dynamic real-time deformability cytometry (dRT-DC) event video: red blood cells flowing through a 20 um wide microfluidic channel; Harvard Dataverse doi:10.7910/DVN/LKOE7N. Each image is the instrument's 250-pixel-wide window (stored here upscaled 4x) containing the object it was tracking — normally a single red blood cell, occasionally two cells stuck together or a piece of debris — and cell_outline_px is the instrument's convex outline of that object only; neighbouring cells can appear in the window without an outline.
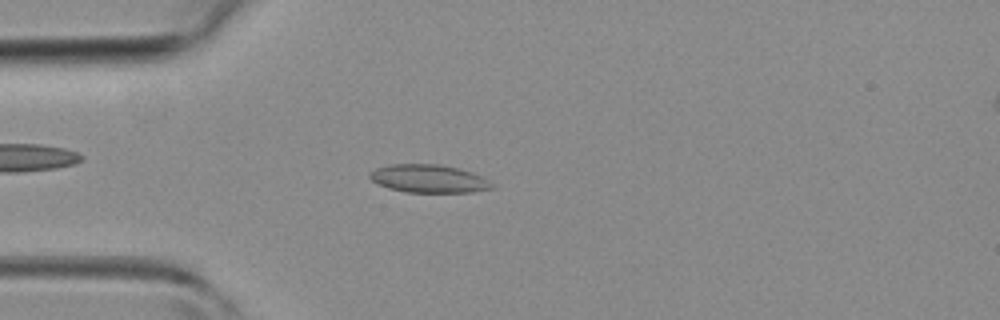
{"species": "common noctule bat (a hibernating species)", "species_latin": "Nyctalus noctula", "temperature_condition": "room temperature", "stored_images_in_passage": 30, "camera_frame_rate_fps": 3000, "um_per_image_px": 0.085, "animal": {"sex": "female", "body_mass_g": 19.3, "forearm_length_mm": 54.1}, "frame": {"image": 1, "passage_image": 5, "time_ms": 1.333, "image_size_px": [1000, 320], "cell_outline_px": [[492, 188], [472, 192], [404, 192], [388, 188], [372, 180], [368, 176], [368, 172], [376, 168], [392, 164], [440, 164], [472, 172], [488, 180], [492, 184]], "centroid_in_image_um": [36.4, 15.18], "position_along_channel_um": 48.6, "area_um2": 19.83}}
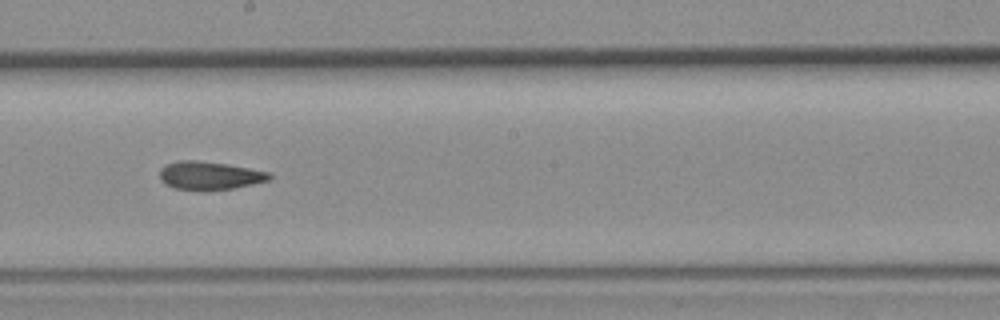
{"frame": {"image": 2, "passage_image": 17, "time_ms": 5.333, "image_size_px": [1000, 320], "cell_outline_px": [[272, 180], [232, 188], [204, 192], [200, 192], [176, 188], [164, 184], [160, 180], [160, 168], [168, 164], [180, 160], [196, 160], [228, 164], [268, 172], [272, 176]], "centroid_in_image_um": [17.8, 14.94], "position_along_channel_um": 230.4, "area_um2": 18.32}}
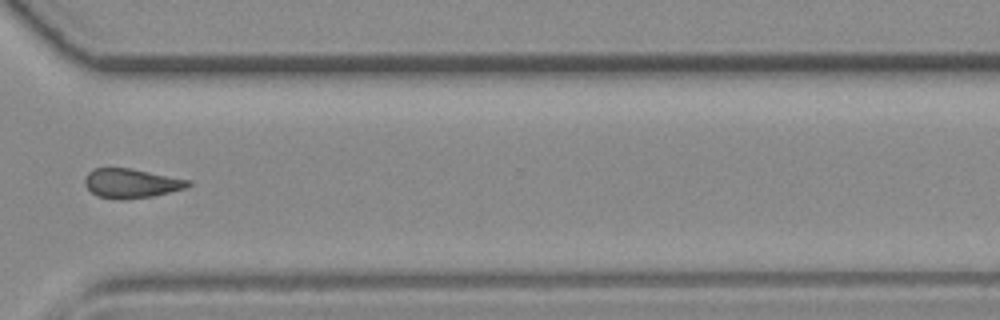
{"frame": {"image": 3, "passage_image": 25, "time_ms": 8.0, "image_size_px": [1000, 320], "cell_outline_px": [[192, 184], [184, 188], [152, 196], [124, 200], [120, 200], [96, 196], [84, 184], [84, 180], [88, 172], [92, 168], [132, 168], [192, 180]], "centroid_in_image_um": [11.15, 15.57], "position_along_channel_um": 359.5, "area_um2": 17.8}}